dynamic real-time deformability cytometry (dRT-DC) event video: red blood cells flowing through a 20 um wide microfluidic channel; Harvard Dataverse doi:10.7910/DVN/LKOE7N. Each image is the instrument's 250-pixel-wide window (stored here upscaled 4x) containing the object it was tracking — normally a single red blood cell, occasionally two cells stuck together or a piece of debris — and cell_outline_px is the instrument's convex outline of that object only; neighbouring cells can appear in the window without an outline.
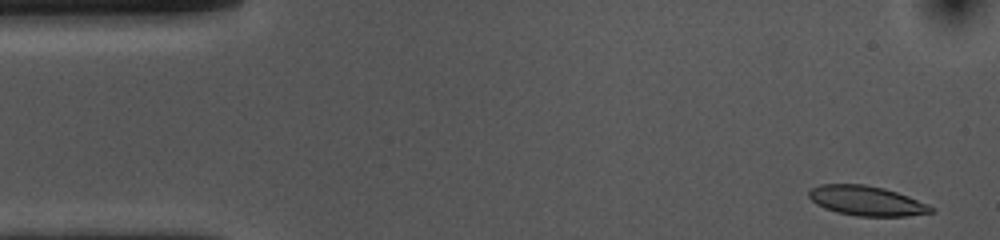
{"species": "common noctule bat (a hibernating species)", "species_latin": "Nyctalus noctula", "temperature_condition": "cold", "stored_images_in_passage": 48, "camera_frame_rate_fps": 3000, "um_per_image_px": 0.085, "animal": {"sex": "female", "body_mass_g": 10.0, "forearm_length_mm": 53.1}, "frame": {"image": 1, "passage_image": 2, "time_ms": 0.333, "image_size_px": [1000, 240], "cell_outline_px": [[936, 212], [908, 216], [856, 216], [836, 212], [824, 208], [816, 204], [808, 196], [808, 192], [812, 188], [820, 184], [864, 184], [884, 188], [908, 196], [928, 204], [936, 208]], "centroid_in_image_um": [73.68, 17.07], "position_along_channel_um": 11.3, "area_um2": 21.33}}
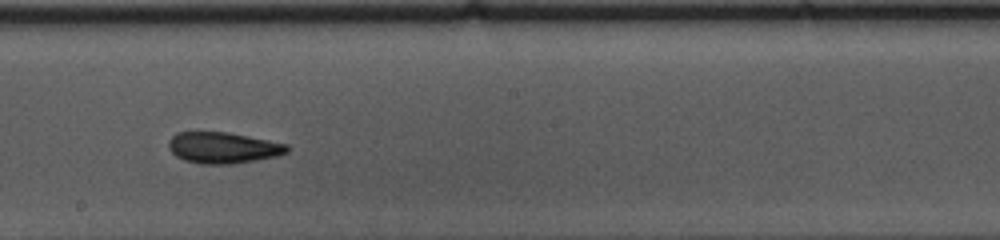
{"frame": {"image": 2, "passage_image": 28, "time_ms": 9.0, "image_size_px": [1000, 240], "cell_outline_px": [[292, 148], [288, 152], [276, 156], [256, 160], [232, 164], [200, 164], [184, 160], [176, 156], [168, 148], [168, 140], [176, 132], [228, 132], [288, 144]], "centroid_in_image_um": [18.96, 12.56], "position_along_channel_um": 229.2, "area_um2": 21.68}}
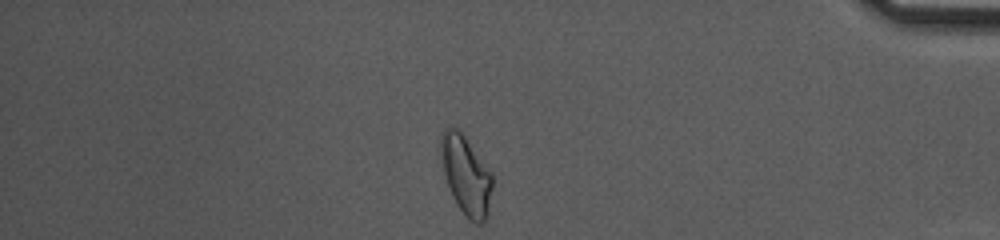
{"frame": {"image": 3, "passage_image": 45, "time_ms": 14.667, "image_size_px": [1000, 240], "cell_outline_px": [[492, 188], [488, 212], [484, 220], [480, 224], [472, 224], [468, 220], [456, 204], [452, 196], [436, 148], [440, 136], [444, 128], [456, 128], [464, 136], [492, 172]], "centroid_in_image_um": [39.57, 14.88], "position_along_channel_um": 395.6, "area_um2": 24.04}}